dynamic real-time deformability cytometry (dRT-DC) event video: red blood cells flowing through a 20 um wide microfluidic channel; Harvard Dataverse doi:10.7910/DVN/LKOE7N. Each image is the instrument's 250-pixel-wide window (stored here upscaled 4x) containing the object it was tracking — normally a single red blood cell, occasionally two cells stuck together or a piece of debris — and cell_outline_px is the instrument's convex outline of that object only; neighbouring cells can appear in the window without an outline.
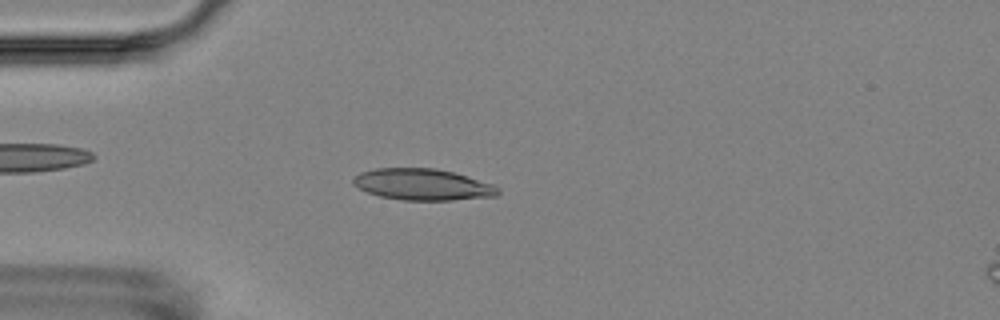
{"species": "Egyptian fruit bat (a non-hibernating species)", "species_latin": "Rousettus aegyptiacus", "temperature_condition": "room temperature", "stored_images_in_passage": 3, "camera_frame_rate_fps": 3000, "um_per_image_px": 0.085, "animal": {"sex": "female"}, "frame": {"image": 1, "passage_image": 3, "time_ms": 3.0, "image_size_px": [1000, 320], "cell_outline_px": [[500, 192], [496, 196], [452, 200], [404, 200], [380, 196], [368, 192], [352, 184], [352, 180], [360, 172], [376, 168], [436, 168], [452, 172], [496, 184], [500, 188]], "centroid_in_image_um": [35.96, 15.68], "position_along_channel_um": 49.0, "area_um2": 26.53}}